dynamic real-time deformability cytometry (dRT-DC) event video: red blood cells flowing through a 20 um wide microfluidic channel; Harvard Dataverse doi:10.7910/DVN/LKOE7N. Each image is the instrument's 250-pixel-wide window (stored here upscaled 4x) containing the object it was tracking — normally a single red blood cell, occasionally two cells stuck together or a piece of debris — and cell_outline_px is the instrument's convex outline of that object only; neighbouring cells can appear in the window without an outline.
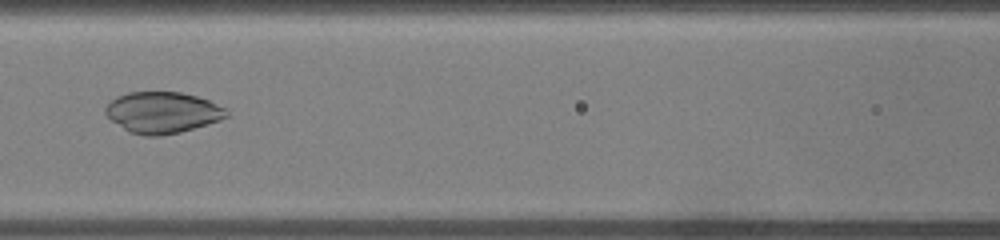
{"species": "common noctule bat (a hibernating species)", "species_latin": "Nyctalus noctula", "temperature_condition": "warm", "stored_images_in_passage": 29, "camera_frame_rate_fps": 3000, "um_per_image_px": 0.085, "animal": {"sex": "male", "body_mass_g": 19.0, "forearm_length_mm": 50.8}, "frame": {"image": 1, "passage_image": 8, "time_ms": 2.333, "image_size_px": [1000, 240], "cell_outline_px": [[228, 116], [220, 120], [180, 132], [160, 136], [144, 136], [128, 132], [112, 120], [104, 112], [104, 108], [116, 96], [128, 92], [180, 92], [196, 96], [208, 100], [228, 108]], "centroid_in_image_um": [13.81, 9.56], "position_along_channel_um": 152.8, "area_um2": 29.13}}
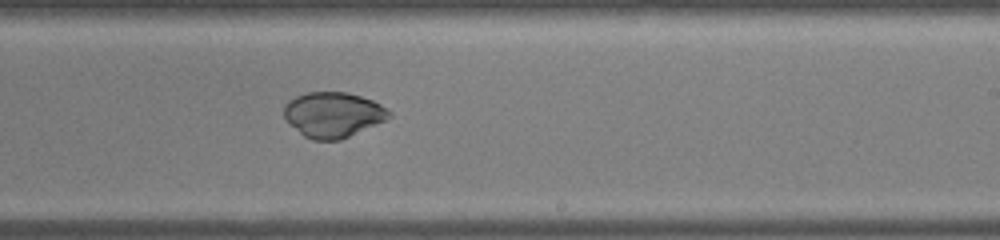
{"frame": {"image": 2, "passage_image": 14, "time_ms": 4.333, "image_size_px": [1000, 240], "cell_outline_px": [[392, 116], [384, 120], [340, 140], [312, 140], [304, 136], [288, 124], [284, 116], [284, 104], [288, 100], [296, 96], [308, 92], [348, 92], [372, 100], [388, 108], [392, 112]], "centroid_in_image_um": [28.28, 9.74], "position_along_channel_um": 260.7, "area_um2": 27.74}}
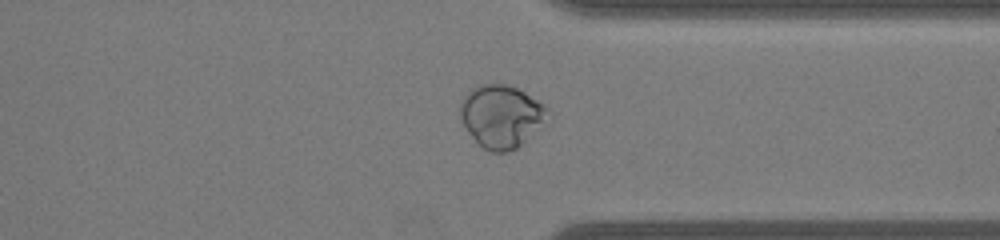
{"frame": {"image": 3, "passage_image": 20, "time_ms": 6.333, "image_size_px": [1000, 240], "cell_outline_px": [[552, 116], [516, 148], [508, 152], [492, 152], [484, 148], [468, 132], [460, 116], [460, 104], [464, 96], [472, 88], [480, 84], [504, 84], [516, 88], [524, 92], [548, 108], [552, 112]], "centroid_in_image_um": [42.63, 9.87], "position_along_channel_um": 368.8, "area_um2": 31.67}}